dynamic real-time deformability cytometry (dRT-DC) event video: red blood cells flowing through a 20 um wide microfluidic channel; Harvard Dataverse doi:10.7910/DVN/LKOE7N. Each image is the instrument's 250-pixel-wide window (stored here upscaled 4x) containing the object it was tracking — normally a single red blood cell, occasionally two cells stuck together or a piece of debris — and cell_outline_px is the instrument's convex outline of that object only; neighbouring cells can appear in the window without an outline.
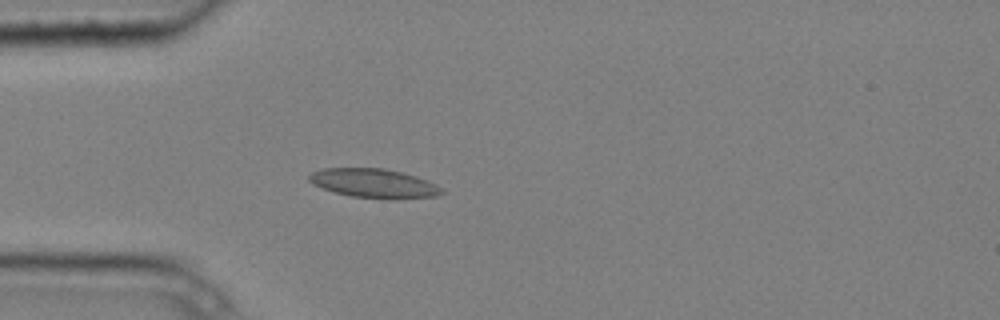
{"species": "common noctule bat (a hibernating species)", "species_latin": "Nyctalus noctula", "temperature_condition": "cold", "stored_images_in_passage": 6, "camera_frame_rate_fps": 3000, "um_per_image_px": 0.085, "animal": {"sex": "male", "body_mass_g": 20.4}, "frame": {"image": 1, "passage_image": 6, "time_ms": 1.667, "image_size_px": [1000, 320], "cell_outline_px": [[444, 192], [436, 196], [396, 200], [392, 200], [352, 196], [332, 192], [312, 184], [308, 180], [308, 176], [312, 172], [324, 168], [384, 168], [416, 176], [436, 184]], "centroid_in_image_um": [31.77, 15.59], "position_along_channel_um": 53.2, "area_um2": 22.66}}